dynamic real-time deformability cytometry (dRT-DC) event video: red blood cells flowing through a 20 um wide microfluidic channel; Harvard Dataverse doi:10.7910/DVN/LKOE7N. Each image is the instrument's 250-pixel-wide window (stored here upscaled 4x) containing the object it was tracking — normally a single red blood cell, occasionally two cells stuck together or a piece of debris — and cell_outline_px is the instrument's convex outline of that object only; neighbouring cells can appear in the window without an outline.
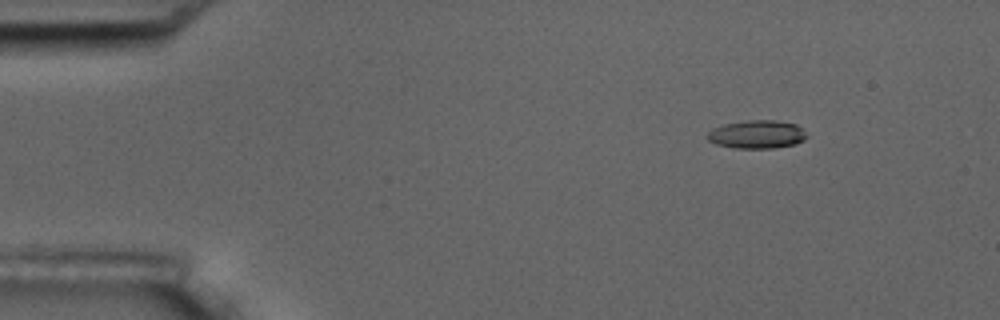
{"species": "common noctule bat (a hibernating species)", "species_latin": "Nyctalus noctula", "temperature_condition": "room temperature", "stored_images_in_passage": 4, "camera_frame_rate_fps": 3000, "um_per_image_px": 0.085, "animal": {"sex": "male", "body_mass_g": 17.5, "forearm_length_mm": 52.3}, "frame": {"image": 1, "passage_image": 4, "time_ms": 3.667, "image_size_px": [1000, 320], "cell_outline_px": [[808, 136], [804, 140], [796, 144], [776, 148], [732, 148], [716, 144], [708, 140], [708, 132], [712, 128], [724, 124], [748, 120], [776, 120], [796, 124]], "centroid_in_image_um": [64.34, 11.43], "position_along_channel_um": 20.7, "area_um2": 16.42}}